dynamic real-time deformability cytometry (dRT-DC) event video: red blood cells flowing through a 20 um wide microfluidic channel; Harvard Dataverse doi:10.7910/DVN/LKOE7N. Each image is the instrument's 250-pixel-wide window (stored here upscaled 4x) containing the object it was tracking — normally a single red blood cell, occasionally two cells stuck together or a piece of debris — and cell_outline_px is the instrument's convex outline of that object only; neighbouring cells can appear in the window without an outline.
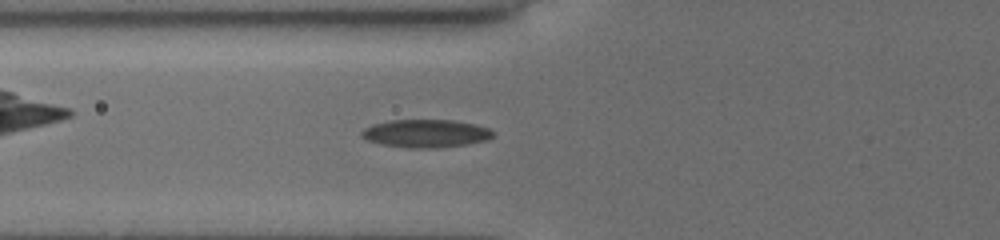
{"species": "common noctule bat (a hibernating species)", "species_latin": "Nyctalus noctula", "temperature_condition": "cold", "stored_images_in_passage": 43, "camera_frame_rate_fps": 3000, "um_per_image_px": 0.085, "animal": {"sex": "female", "body_mass_g": 19.5, "forearm_length_mm": 54.1}, "frame": {"image": 1, "passage_image": 11, "time_ms": 3.333, "image_size_px": [1000, 240], "cell_outline_px": [[492, 136], [488, 140], [464, 144], [436, 148], [408, 148], [380, 144], [368, 140], [360, 136], [360, 132], [364, 128], [372, 124], [392, 120], [452, 120], [472, 124], [488, 128], [492, 132]], "centroid_in_image_um": [36.13, 11.35], "position_along_channel_um": 89.7, "area_um2": 21.27}}
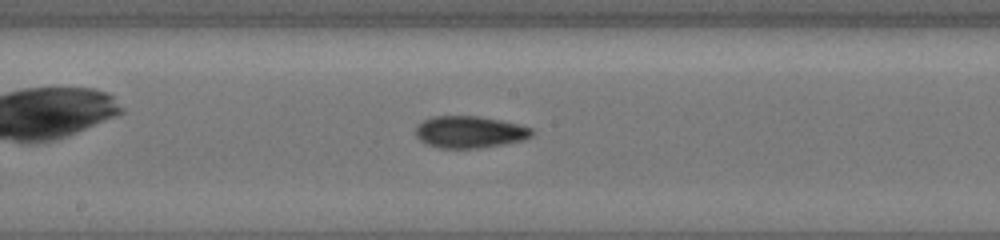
{"frame": {"image": 2, "passage_image": 20, "time_ms": 6.333, "image_size_px": [1000, 240], "cell_outline_px": [[532, 136], [524, 140], [504, 144], [480, 148], [440, 148], [428, 144], [420, 140], [416, 136], [416, 128], [424, 120], [432, 116], [480, 116], [520, 124], [532, 128]], "centroid_in_image_um": [39.95, 11.22], "position_along_channel_um": 208.2, "area_um2": 21.62}}
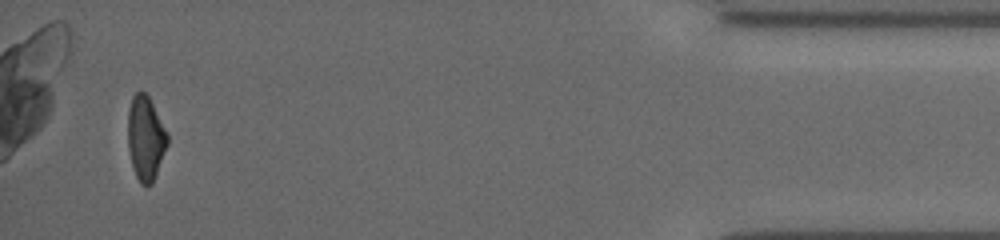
{"frame": {"image": 3, "passage_image": 41, "time_ms": 13.333, "image_size_px": [1000, 240], "cell_outline_px": [[168, 144], [152, 184], [140, 184], [132, 168], [128, 148], [128, 108], [132, 96], [136, 92], [144, 92], [148, 96], [168, 132]], "centroid_in_image_um": [12.37, 11.74], "position_along_channel_um": 422.8, "area_um2": 19.48}, "authors_computed_cell_mechanics": {"area_um2": 20.1144, "velocity_mm_per_s": 3.9406, "shape_relaxation_time_tau1_ms": 4.1416, "shape_relaxation_time_tau2_ms": 4.133, "deformation_change_tau1": 0.1278, "deformation_change_tau2": 0.1129}}